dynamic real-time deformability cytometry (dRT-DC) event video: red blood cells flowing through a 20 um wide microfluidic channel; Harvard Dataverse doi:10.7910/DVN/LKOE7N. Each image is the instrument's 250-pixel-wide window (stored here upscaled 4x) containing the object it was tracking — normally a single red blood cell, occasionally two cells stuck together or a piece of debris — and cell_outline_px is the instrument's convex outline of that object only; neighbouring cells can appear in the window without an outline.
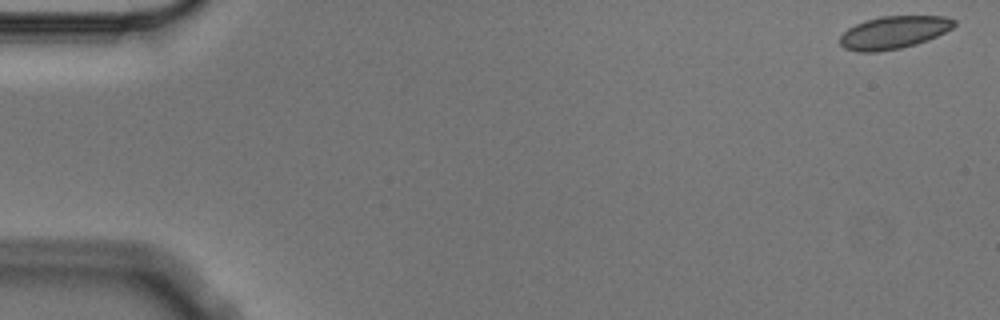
{"species": "Egyptian fruit bat (a non-hibernating species)", "species_latin": "Rousettus aegyptiacus", "temperature_condition": "cold", "stored_images_in_passage": 5, "camera_frame_rate_fps": 3000, "um_per_image_px": 0.085, "animal": {"sex": "male"}, "frame": {"image": 1, "passage_image": 1, "time_ms": 0.0, "image_size_px": [1000, 320], "cell_outline_px": [[956, 24], [952, 28], [928, 40], [916, 44], [900, 48], [880, 52], [856, 52], [844, 48], [840, 44], [840, 36], [848, 28], [864, 20], [880, 16], [944, 16], [956, 20]], "centroid_in_image_um": [75.95, 2.76], "position_along_channel_um": 9.1, "area_um2": 21.85}}
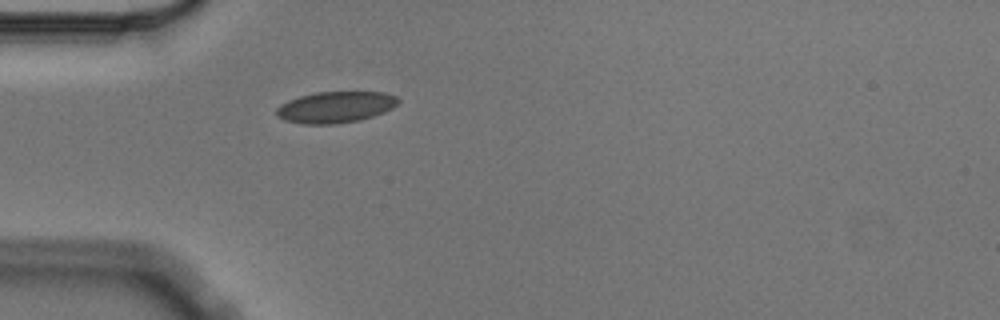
{"frame": {"image": 2, "passage_image": 5, "time_ms": 1.333, "image_size_px": [1000, 320], "cell_outline_px": [[400, 100], [392, 108], [384, 112], [360, 120], [332, 124], [304, 124], [284, 120], [276, 116], [276, 108], [280, 104], [288, 100], [300, 96], [316, 92], [384, 92], [396, 96]], "centroid_in_image_um": [28.49, 9.1], "position_along_channel_um": 56.5, "area_um2": 22.2}}